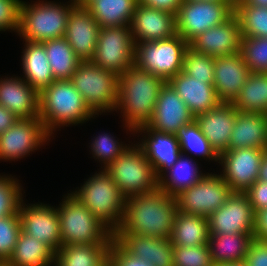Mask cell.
Instances as JSON below:
<instances>
[{
	"label": "cell",
	"instance_id": "cell-29",
	"mask_svg": "<svg viewBox=\"0 0 267 266\" xmlns=\"http://www.w3.org/2000/svg\"><path fill=\"white\" fill-rule=\"evenodd\" d=\"M253 234H210L208 247L213 265L244 262Z\"/></svg>",
	"mask_w": 267,
	"mask_h": 266
},
{
	"label": "cell",
	"instance_id": "cell-34",
	"mask_svg": "<svg viewBox=\"0 0 267 266\" xmlns=\"http://www.w3.org/2000/svg\"><path fill=\"white\" fill-rule=\"evenodd\" d=\"M110 244H72L55 253V266H103L108 261Z\"/></svg>",
	"mask_w": 267,
	"mask_h": 266
},
{
	"label": "cell",
	"instance_id": "cell-44",
	"mask_svg": "<svg viewBox=\"0 0 267 266\" xmlns=\"http://www.w3.org/2000/svg\"><path fill=\"white\" fill-rule=\"evenodd\" d=\"M115 137L104 133L99 134L91 144V151L96 159H100L99 161H103L104 163L102 168H106L109 166L114 160H116L126 149L128 146L125 144L123 145L114 139ZM125 146V147H124Z\"/></svg>",
	"mask_w": 267,
	"mask_h": 266
},
{
	"label": "cell",
	"instance_id": "cell-41",
	"mask_svg": "<svg viewBox=\"0 0 267 266\" xmlns=\"http://www.w3.org/2000/svg\"><path fill=\"white\" fill-rule=\"evenodd\" d=\"M20 232L19 213L0 218V264L4 265L12 256Z\"/></svg>",
	"mask_w": 267,
	"mask_h": 266
},
{
	"label": "cell",
	"instance_id": "cell-47",
	"mask_svg": "<svg viewBox=\"0 0 267 266\" xmlns=\"http://www.w3.org/2000/svg\"><path fill=\"white\" fill-rule=\"evenodd\" d=\"M245 193L249 198L254 213L267 208V182L256 180Z\"/></svg>",
	"mask_w": 267,
	"mask_h": 266
},
{
	"label": "cell",
	"instance_id": "cell-48",
	"mask_svg": "<svg viewBox=\"0 0 267 266\" xmlns=\"http://www.w3.org/2000/svg\"><path fill=\"white\" fill-rule=\"evenodd\" d=\"M244 262L247 266H267V242L253 239Z\"/></svg>",
	"mask_w": 267,
	"mask_h": 266
},
{
	"label": "cell",
	"instance_id": "cell-14",
	"mask_svg": "<svg viewBox=\"0 0 267 266\" xmlns=\"http://www.w3.org/2000/svg\"><path fill=\"white\" fill-rule=\"evenodd\" d=\"M255 213L245 192H233L207 219L210 234H253Z\"/></svg>",
	"mask_w": 267,
	"mask_h": 266
},
{
	"label": "cell",
	"instance_id": "cell-33",
	"mask_svg": "<svg viewBox=\"0 0 267 266\" xmlns=\"http://www.w3.org/2000/svg\"><path fill=\"white\" fill-rule=\"evenodd\" d=\"M193 161L181 153L174 165L158 180V188L169 196L176 197L200 181L206 174L198 171V164Z\"/></svg>",
	"mask_w": 267,
	"mask_h": 266
},
{
	"label": "cell",
	"instance_id": "cell-57",
	"mask_svg": "<svg viewBox=\"0 0 267 266\" xmlns=\"http://www.w3.org/2000/svg\"><path fill=\"white\" fill-rule=\"evenodd\" d=\"M103 266H111L109 262L107 261Z\"/></svg>",
	"mask_w": 267,
	"mask_h": 266
},
{
	"label": "cell",
	"instance_id": "cell-24",
	"mask_svg": "<svg viewBox=\"0 0 267 266\" xmlns=\"http://www.w3.org/2000/svg\"><path fill=\"white\" fill-rule=\"evenodd\" d=\"M113 239L126 252L153 266H173V245L169 238L146 237L115 231Z\"/></svg>",
	"mask_w": 267,
	"mask_h": 266
},
{
	"label": "cell",
	"instance_id": "cell-16",
	"mask_svg": "<svg viewBox=\"0 0 267 266\" xmlns=\"http://www.w3.org/2000/svg\"><path fill=\"white\" fill-rule=\"evenodd\" d=\"M23 204L19 207L21 231L47 244L55 253L62 247L57 208L40 204Z\"/></svg>",
	"mask_w": 267,
	"mask_h": 266
},
{
	"label": "cell",
	"instance_id": "cell-45",
	"mask_svg": "<svg viewBox=\"0 0 267 266\" xmlns=\"http://www.w3.org/2000/svg\"><path fill=\"white\" fill-rule=\"evenodd\" d=\"M20 5V0H0V31L18 32Z\"/></svg>",
	"mask_w": 267,
	"mask_h": 266
},
{
	"label": "cell",
	"instance_id": "cell-13",
	"mask_svg": "<svg viewBox=\"0 0 267 266\" xmlns=\"http://www.w3.org/2000/svg\"><path fill=\"white\" fill-rule=\"evenodd\" d=\"M50 137L39 117L18 119L0 135V160H18L30 155Z\"/></svg>",
	"mask_w": 267,
	"mask_h": 266
},
{
	"label": "cell",
	"instance_id": "cell-28",
	"mask_svg": "<svg viewBox=\"0 0 267 266\" xmlns=\"http://www.w3.org/2000/svg\"><path fill=\"white\" fill-rule=\"evenodd\" d=\"M22 55L24 80L38 93L50 86L55 78L48 63L43 43L25 41Z\"/></svg>",
	"mask_w": 267,
	"mask_h": 266
},
{
	"label": "cell",
	"instance_id": "cell-56",
	"mask_svg": "<svg viewBox=\"0 0 267 266\" xmlns=\"http://www.w3.org/2000/svg\"><path fill=\"white\" fill-rule=\"evenodd\" d=\"M78 6H86L91 0H74Z\"/></svg>",
	"mask_w": 267,
	"mask_h": 266
},
{
	"label": "cell",
	"instance_id": "cell-7",
	"mask_svg": "<svg viewBox=\"0 0 267 266\" xmlns=\"http://www.w3.org/2000/svg\"><path fill=\"white\" fill-rule=\"evenodd\" d=\"M70 80L95 115L116 110L119 76L114 72L85 61L78 64Z\"/></svg>",
	"mask_w": 267,
	"mask_h": 266
},
{
	"label": "cell",
	"instance_id": "cell-46",
	"mask_svg": "<svg viewBox=\"0 0 267 266\" xmlns=\"http://www.w3.org/2000/svg\"><path fill=\"white\" fill-rule=\"evenodd\" d=\"M108 262L111 266H153L151 263L126 252L114 239H112L109 247Z\"/></svg>",
	"mask_w": 267,
	"mask_h": 266
},
{
	"label": "cell",
	"instance_id": "cell-40",
	"mask_svg": "<svg viewBox=\"0 0 267 266\" xmlns=\"http://www.w3.org/2000/svg\"><path fill=\"white\" fill-rule=\"evenodd\" d=\"M240 53L251 72H267V38L242 37Z\"/></svg>",
	"mask_w": 267,
	"mask_h": 266
},
{
	"label": "cell",
	"instance_id": "cell-8",
	"mask_svg": "<svg viewBox=\"0 0 267 266\" xmlns=\"http://www.w3.org/2000/svg\"><path fill=\"white\" fill-rule=\"evenodd\" d=\"M105 169L125 198L158 189L156 173L138 144L129 146Z\"/></svg>",
	"mask_w": 267,
	"mask_h": 266
},
{
	"label": "cell",
	"instance_id": "cell-18",
	"mask_svg": "<svg viewBox=\"0 0 267 266\" xmlns=\"http://www.w3.org/2000/svg\"><path fill=\"white\" fill-rule=\"evenodd\" d=\"M241 38L239 19L233 14L223 24L199 34L189 46L197 52L216 58L240 53Z\"/></svg>",
	"mask_w": 267,
	"mask_h": 266
},
{
	"label": "cell",
	"instance_id": "cell-54",
	"mask_svg": "<svg viewBox=\"0 0 267 266\" xmlns=\"http://www.w3.org/2000/svg\"><path fill=\"white\" fill-rule=\"evenodd\" d=\"M186 1H197V0H186ZM206 1H213V2H222L229 4L233 9H235L238 0H206Z\"/></svg>",
	"mask_w": 267,
	"mask_h": 266
},
{
	"label": "cell",
	"instance_id": "cell-17",
	"mask_svg": "<svg viewBox=\"0 0 267 266\" xmlns=\"http://www.w3.org/2000/svg\"><path fill=\"white\" fill-rule=\"evenodd\" d=\"M195 116L168 84L160 89L151 120L146 124L155 131L176 134L181 126L192 123Z\"/></svg>",
	"mask_w": 267,
	"mask_h": 266
},
{
	"label": "cell",
	"instance_id": "cell-1",
	"mask_svg": "<svg viewBox=\"0 0 267 266\" xmlns=\"http://www.w3.org/2000/svg\"><path fill=\"white\" fill-rule=\"evenodd\" d=\"M178 212L176 197L159 188L125 200L122 223L116 231L146 237L170 238Z\"/></svg>",
	"mask_w": 267,
	"mask_h": 266
},
{
	"label": "cell",
	"instance_id": "cell-27",
	"mask_svg": "<svg viewBox=\"0 0 267 266\" xmlns=\"http://www.w3.org/2000/svg\"><path fill=\"white\" fill-rule=\"evenodd\" d=\"M267 150V113L240 112L234 122L229 149Z\"/></svg>",
	"mask_w": 267,
	"mask_h": 266
},
{
	"label": "cell",
	"instance_id": "cell-38",
	"mask_svg": "<svg viewBox=\"0 0 267 266\" xmlns=\"http://www.w3.org/2000/svg\"><path fill=\"white\" fill-rule=\"evenodd\" d=\"M234 14L239 19L242 37L267 38V8L245 5L238 0Z\"/></svg>",
	"mask_w": 267,
	"mask_h": 266
},
{
	"label": "cell",
	"instance_id": "cell-10",
	"mask_svg": "<svg viewBox=\"0 0 267 266\" xmlns=\"http://www.w3.org/2000/svg\"><path fill=\"white\" fill-rule=\"evenodd\" d=\"M135 43L130 25L100 28L95 53L96 66L122 75L134 64Z\"/></svg>",
	"mask_w": 267,
	"mask_h": 266
},
{
	"label": "cell",
	"instance_id": "cell-32",
	"mask_svg": "<svg viewBox=\"0 0 267 266\" xmlns=\"http://www.w3.org/2000/svg\"><path fill=\"white\" fill-rule=\"evenodd\" d=\"M137 4V0H91L85 8L104 28L130 25Z\"/></svg>",
	"mask_w": 267,
	"mask_h": 266
},
{
	"label": "cell",
	"instance_id": "cell-49",
	"mask_svg": "<svg viewBox=\"0 0 267 266\" xmlns=\"http://www.w3.org/2000/svg\"><path fill=\"white\" fill-rule=\"evenodd\" d=\"M253 239L267 242V208L255 212Z\"/></svg>",
	"mask_w": 267,
	"mask_h": 266
},
{
	"label": "cell",
	"instance_id": "cell-31",
	"mask_svg": "<svg viewBox=\"0 0 267 266\" xmlns=\"http://www.w3.org/2000/svg\"><path fill=\"white\" fill-rule=\"evenodd\" d=\"M210 237L208 219L203 216L177 212L170 241L173 246L193 247L208 244Z\"/></svg>",
	"mask_w": 267,
	"mask_h": 266
},
{
	"label": "cell",
	"instance_id": "cell-20",
	"mask_svg": "<svg viewBox=\"0 0 267 266\" xmlns=\"http://www.w3.org/2000/svg\"><path fill=\"white\" fill-rule=\"evenodd\" d=\"M99 30L98 22L84 6L76 5L71 10L64 38L81 62L92 60Z\"/></svg>",
	"mask_w": 267,
	"mask_h": 266
},
{
	"label": "cell",
	"instance_id": "cell-3",
	"mask_svg": "<svg viewBox=\"0 0 267 266\" xmlns=\"http://www.w3.org/2000/svg\"><path fill=\"white\" fill-rule=\"evenodd\" d=\"M93 116L70 79L55 80L39 93V118L50 135L55 128L84 123Z\"/></svg>",
	"mask_w": 267,
	"mask_h": 266
},
{
	"label": "cell",
	"instance_id": "cell-36",
	"mask_svg": "<svg viewBox=\"0 0 267 266\" xmlns=\"http://www.w3.org/2000/svg\"><path fill=\"white\" fill-rule=\"evenodd\" d=\"M55 80L71 79L81 62L64 37L42 42Z\"/></svg>",
	"mask_w": 267,
	"mask_h": 266
},
{
	"label": "cell",
	"instance_id": "cell-25",
	"mask_svg": "<svg viewBox=\"0 0 267 266\" xmlns=\"http://www.w3.org/2000/svg\"><path fill=\"white\" fill-rule=\"evenodd\" d=\"M5 78L0 79V105L18 119L39 117V93L23 78Z\"/></svg>",
	"mask_w": 267,
	"mask_h": 266
},
{
	"label": "cell",
	"instance_id": "cell-4",
	"mask_svg": "<svg viewBox=\"0 0 267 266\" xmlns=\"http://www.w3.org/2000/svg\"><path fill=\"white\" fill-rule=\"evenodd\" d=\"M71 194L113 233L120 227L126 198L106 169L95 173L79 190Z\"/></svg>",
	"mask_w": 267,
	"mask_h": 266
},
{
	"label": "cell",
	"instance_id": "cell-9",
	"mask_svg": "<svg viewBox=\"0 0 267 266\" xmlns=\"http://www.w3.org/2000/svg\"><path fill=\"white\" fill-rule=\"evenodd\" d=\"M189 43L180 35L159 41L135 44L134 64L161 77L166 83L183 69V57Z\"/></svg>",
	"mask_w": 267,
	"mask_h": 266
},
{
	"label": "cell",
	"instance_id": "cell-39",
	"mask_svg": "<svg viewBox=\"0 0 267 266\" xmlns=\"http://www.w3.org/2000/svg\"><path fill=\"white\" fill-rule=\"evenodd\" d=\"M182 72L195 79L214 82V57L197 52L190 46L185 50Z\"/></svg>",
	"mask_w": 267,
	"mask_h": 266
},
{
	"label": "cell",
	"instance_id": "cell-42",
	"mask_svg": "<svg viewBox=\"0 0 267 266\" xmlns=\"http://www.w3.org/2000/svg\"><path fill=\"white\" fill-rule=\"evenodd\" d=\"M22 201V188L16 178L0 175V218L17 214Z\"/></svg>",
	"mask_w": 267,
	"mask_h": 266
},
{
	"label": "cell",
	"instance_id": "cell-12",
	"mask_svg": "<svg viewBox=\"0 0 267 266\" xmlns=\"http://www.w3.org/2000/svg\"><path fill=\"white\" fill-rule=\"evenodd\" d=\"M233 193L221 175L208 173L176 196L178 211L208 218Z\"/></svg>",
	"mask_w": 267,
	"mask_h": 266
},
{
	"label": "cell",
	"instance_id": "cell-23",
	"mask_svg": "<svg viewBox=\"0 0 267 266\" xmlns=\"http://www.w3.org/2000/svg\"><path fill=\"white\" fill-rule=\"evenodd\" d=\"M236 117L237 109L233 103L227 102H220L210 111L195 116V122L219 156L229 150Z\"/></svg>",
	"mask_w": 267,
	"mask_h": 266
},
{
	"label": "cell",
	"instance_id": "cell-30",
	"mask_svg": "<svg viewBox=\"0 0 267 266\" xmlns=\"http://www.w3.org/2000/svg\"><path fill=\"white\" fill-rule=\"evenodd\" d=\"M5 266H51L55 265V252L44 242L22 231Z\"/></svg>",
	"mask_w": 267,
	"mask_h": 266
},
{
	"label": "cell",
	"instance_id": "cell-22",
	"mask_svg": "<svg viewBox=\"0 0 267 266\" xmlns=\"http://www.w3.org/2000/svg\"><path fill=\"white\" fill-rule=\"evenodd\" d=\"M251 73L241 53L214 58V82L220 102L233 103Z\"/></svg>",
	"mask_w": 267,
	"mask_h": 266
},
{
	"label": "cell",
	"instance_id": "cell-2",
	"mask_svg": "<svg viewBox=\"0 0 267 266\" xmlns=\"http://www.w3.org/2000/svg\"><path fill=\"white\" fill-rule=\"evenodd\" d=\"M165 83L161 77L135 64L119 76L116 109H121L123 122L130 132L151 120L160 89Z\"/></svg>",
	"mask_w": 267,
	"mask_h": 266
},
{
	"label": "cell",
	"instance_id": "cell-26",
	"mask_svg": "<svg viewBox=\"0 0 267 266\" xmlns=\"http://www.w3.org/2000/svg\"><path fill=\"white\" fill-rule=\"evenodd\" d=\"M167 83L181 97L194 116L210 111L220 103L213 83L195 79L182 71Z\"/></svg>",
	"mask_w": 267,
	"mask_h": 266
},
{
	"label": "cell",
	"instance_id": "cell-37",
	"mask_svg": "<svg viewBox=\"0 0 267 266\" xmlns=\"http://www.w3.org/2000/svg\"><path fill=\"white\" fill-rule=\"evenodd\" d=\"M176 139L179 142L180 150L182 154L195 153L200 158L203 157L208 160L219 161V155L212 148L209 140L204 136L200 130L199 125L195 122L188 123L184 126H181L177 133L175 134Z\"/></svg>",
	"mask_w": 267,
	"mask_h": 266
},
{
	"label": "cell",
	"instance_id": "cell-5",
	"mask_svg": "<svg viewBox=\"0 0 267 266\" xmlns=\"http://www.w3.org/2000/svg\"><path fill=\"white\" fill-rule=\"evenodd\" d=\"M57 208L62 246L111 244L113 232L71 193Z\"/></svg>",
	"mask_w": 267,
	"mask_h": 266
},
{
	"label": "cell",
	"instance_id": "cell-35",
	"mask_svg": "<svg viewBox=\"0 0 267 266\" xmlns=\"http://www.w3.org/2000/svg\"><path fill=\"white\" fill-rule=\"evenodd\" d=\"M233 105L240 112L267 113V72H251Z\"/></svg>",
	"mask_w": 267,
	"mask_h": 266
},
{
	"label": "cell",
	"instance_id": "cell-11",
	"mask_svg": "<svg viewBox=\"0 0 267 266\" xmlns=\"http://www.w3.org/2000/svg\"><path fill=\"white\" fill-rule=\"evenodd\" d=\"M234 14L227 3L183 0L176 14V32L190 43L209 28L223 24Z\"/></svg>",
	"mask_w": 267,
	"mask_h": 266
},
{
	"label": "cell",
	"instance_id": "cell-19",
	"mask_svg": "<svg viewBox=\"0 0 267 266\" xmlns=\"http://www.w3.org/2000/svg\"><path fill=\"white\" fill-rule=\"evenodd\" d=\"M130 29L135 44L170 38L177 34L176 15L138 3Z\"/></svg>",
	"mask_w": 267,
	"mask_h": 266
},
{
	"label": "cell",
	"instance_id": "cell-6",
	"mask_svg": "<svg viewBox=\"0 0 267 266\" xmlns=\"http://www.w3.org/2000/svg\"><path fill=\"white\" fill-rule=\"evenodd\" d=\"M70 2L65 5L39 0L31 5L21 1L18 34L25 41L41 43L64 37L70 12L76 6L74 0Z\"/></svg>",
	"mask_w": 267,
	"mask_h": 266
},
{
	"label": "cell",
	"instance_id": "cell-52",
	"mask_svg": "<svg viewBox=\"0 0 267 266\" xmlns=\"http://www.w3.org/2000/svg\"><path fill=\"white\" fill-rule=\"evenodd\" d=\"M257 180L267 182V150L264 152V155L261 159L259 175Z\"/></svg>",
	"mask_w": 267,
	"mask_h": 266
},
{
	"label": "cell",
	"instance_id": "cell-15",
	"mask_svg": "<svg viewBox=\"0 0 267 266\" xmlns=\"http://www.w3.org/2000/svg\"><path fill=\"white\" fill-rule=\"evenodd\" d=\"M266 149H229L219 156L224 168L220 174L233 192H245L258 179L261 159Z\"/></svg>",
	"mask_w": 267,
	"mask_h": 266
},
{
	"label": "cell",
	"instance_id": "cell-53",
	"mask_svg": "<svg viewBox=\"0 0 267 266\" xmlns=\"http://www.w3.org/2000/svg\"><path fill=\"white\" fill-rule=\"evenodd\" d=\"M245 5L267 8V0H241Z\"/></svg>",
	"mask_w": 267,
	"mask_h": 266
},
{
	"label": "cell",
	"instance_id": "cell-50",
	"mask_svg": "<svg viewBox=\"0 0 267 266\" xmlns=\"http://www.w3.org/2000/svg\"><path fill=\"white\" fill-rule=\"evenodd\" d=\"M183 0H137L138 3L147 7L156 8L172 14H177Z\"/></svg>",
	"mask_w": 267,
	"mask_h": 266
},
{
	"label": "cell",
	"instance_id": "cell-51",
	"mask_svg": "<svg viewBox=\"0 0 267 266\" xmlns=\"http://www.w3.org/2000/svg\"><path fill=\"white\" fill-rule=\"evenodd\" d=\"M18 118L7 108L0 105V135L17 122Z\"/></svg>",
	"mask_w": 267,
	"mask_h": 266
},
{
	"label": "cell",
	"instance_id": "cell-43",
	"mask_svg": "<svg viewBox=\"0 0 267 266\" xmlns=\"http://www.w3.org/2000/svg\"><path fill=\"white\" fill-rule=\"evenodd\" d=\"M173 266H214L208 244L173 246Z\"/></svg>",
	"mask_w": 267,
	"mask_h": 266
},
{
	"label": "cell",
	"instance_id": "cell-21",
	"mask_svg": "<svg viewBox=\"0 0 267 266\" xmlns=\"http://www.w3.org/2000/svg\"><path fill=\"white\" fill-rule=\"evenodd\" d=\"M137 132L147 133L138 146L150 161L159 180L180 157L182 152L179 142L174 134L155 131L146 124L136 128L134 133Z\"/></svg>",
	"mask_w": 267,
	"mask_h": 266
},
{
	"label": "cell",
	"instance_id": "cell-55",
	"mask_svg": "<svg viewBox=\"0 0 267 266\" xmlns=\"http://www.w3.org/2000/svg\"><path fill=\"white\" fill-rule=\"evenodd\" d=\"M214 266H247V264L245 262H239V263L218 264Z\"/></svg>",
	"mask_w": 267,
	"mask_h": 266
}]
</instances>
